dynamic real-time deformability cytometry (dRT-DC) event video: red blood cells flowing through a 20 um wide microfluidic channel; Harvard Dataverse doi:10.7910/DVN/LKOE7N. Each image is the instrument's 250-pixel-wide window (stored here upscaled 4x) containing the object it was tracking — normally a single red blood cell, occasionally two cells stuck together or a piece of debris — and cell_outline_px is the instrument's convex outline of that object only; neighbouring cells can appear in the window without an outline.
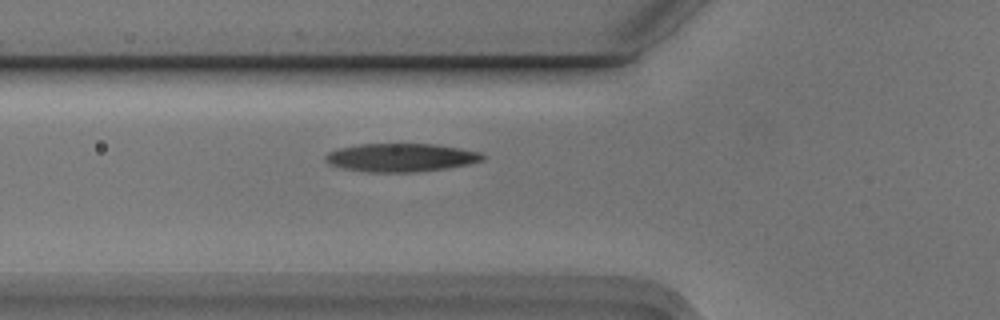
{"species": "Egyptian fruit bat (a non-hibernating species)", "species_latin": "Rousettus aegyptiacus", "temperature_condition": "cold", "stored_images_in_passage": 5, "camera_frame_rate_fps": 3000, "um_per_image_px": 0.085, "animal": {"sex": "male"}, "frame": {"image": 1, "passage_image": 5, "time_ms": 1.333, "image_size_px": [1000, 320], "cell_outline_px": [[484, 160], [468, 164], [448, 168], [416, 172], [368, 172], [344, 168], [328, 164], [324, 160], [324, 156], [328, 152], [336, 148], [360, 144], [436, 144], [460, 148], [480, 152], [484, 156]], "centroid_in_image_um": [34.05, 13.39], "position_along_channel_um": 91.7, "area_um2": 26.07}}